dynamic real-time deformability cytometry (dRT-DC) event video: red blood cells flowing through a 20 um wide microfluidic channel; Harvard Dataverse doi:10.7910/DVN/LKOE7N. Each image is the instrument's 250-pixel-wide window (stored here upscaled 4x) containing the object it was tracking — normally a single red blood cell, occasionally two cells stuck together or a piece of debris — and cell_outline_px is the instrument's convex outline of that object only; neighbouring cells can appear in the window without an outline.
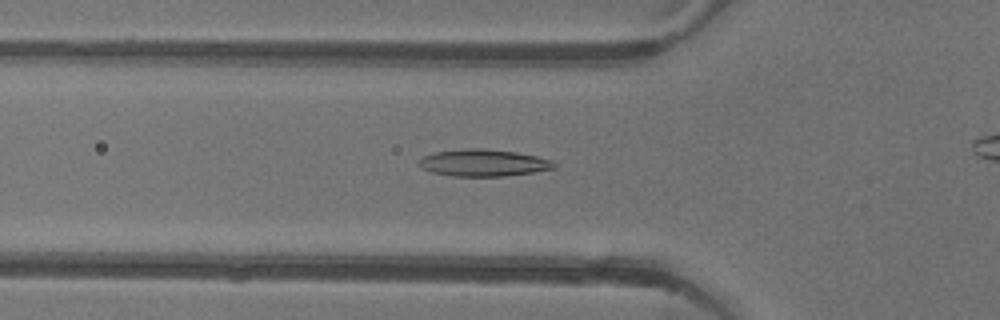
{"species": "common noctule bat (a hibernating species)", "species_latin": "Nyctalus noctula", "temperature_condition": "warm", "stored_images_in_passage": 31, "camera_frame_rate_fps": 3000, "um_per_image_px": 0.085, "animal": {"sex": "female"}, "frame": {"image": 1, "passage_image": 6, "time_ms": 1.667, "image_size_px": [1000, 320], "cell_outline_px": [[556, 168], [532, 172], [504, 176], [452, 176], [432, 172], [424, 168], [420, 164], [420, 160], [424, 156], [436, 152], [472, 148], [516, 152], [536, 156], [552, 160], [556, 164]], "centroid_in_image_um": [41.14, 13.85], "position_along_channel_um": 84.7, "area_um2": 20.75}}
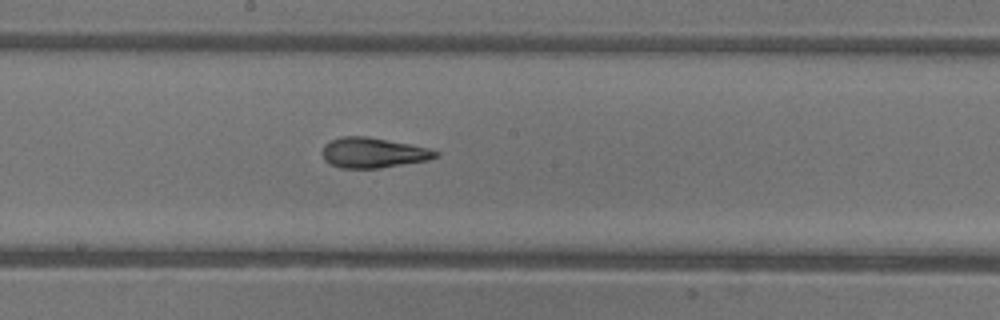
{"frame": {"image": 2, "passage_image": 16, "time_ms": 5.0, "image_size_px": [1000, 320], "cell_outline_px": [[440, 152], [436, 156], [428, 160], [380, 168], [340, 168], [324, 160], [324, 144], [332, 140], [344, 136], [368, 136], [428, 148]], "centroid_in_image_um": [31.72, 12.98], "position_along_channel_um": 216.5, "area_um2": 19.65}}
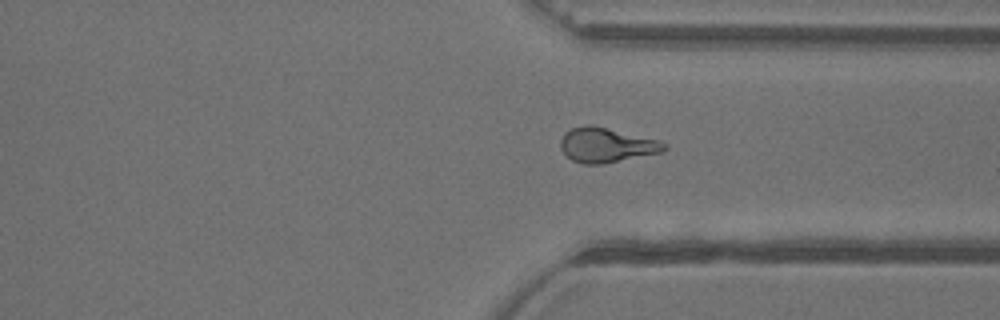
{"frame": {"image": 3, "passage_image": 27, "time_ms": 8.667, "image_size_px": [1000, 320], "cell_outline_px": [[668, 148], [660, 152], [604, 164], [584, 164], [572, 160], [560, 148], [560, 140], [564, 132], [572, 128], [588, 124], [656, 140], [668, 144]], "centroid_in_image_um": [51.5, 12.34], "position_along_channel_um": 359.9, "area_um2": 20.52}}